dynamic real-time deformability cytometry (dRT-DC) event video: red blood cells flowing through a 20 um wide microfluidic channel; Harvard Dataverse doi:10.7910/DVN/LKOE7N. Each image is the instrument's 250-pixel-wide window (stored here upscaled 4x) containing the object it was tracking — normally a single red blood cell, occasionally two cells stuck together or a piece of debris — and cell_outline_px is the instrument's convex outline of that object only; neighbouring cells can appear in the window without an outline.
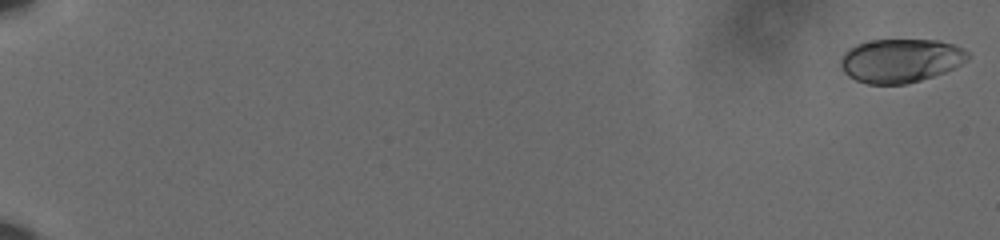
{"species": "human", "species_latin": "Homo sapiens", "temperature_condition": "cold", "stored_images_in_passage": 61, "camera_frame_rate_fps": 3000, "um_per_image_px": 0.085, "donor": {"sex": "male"}, "frame": {"image": 1, "passage_image": 1, "time_ms": 0.0, "image_size_px": [1000, 240], "cell_outline_px": [[968, 60], [956, 68], [920, 80], [904, 84], [868, 84], [856, 80], [848, 76], [844, 72], [840, 64], [840, 60], [844, 52], [848, 48], [856, 44], [872, 40], [936, 40], [952, 44], [964, 48], [968, 52]], "centroid_in_image_um": [76.54, 5.15], "position_along_channel_um": 8.5, "area_um2": 32.48}}
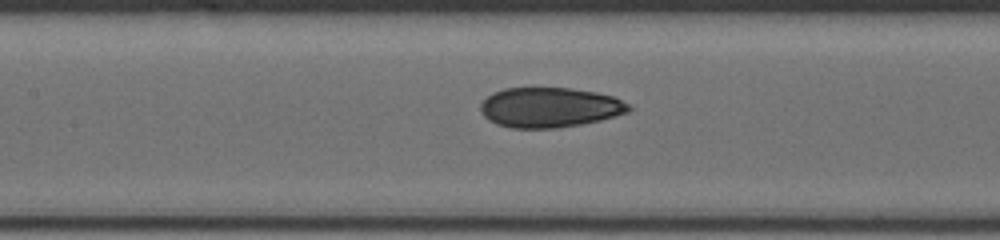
{"frame": {"image": 2, "passage_image": 32, "time_ms": 10.333, "image_size_px": [1000, 240], "cell_outline_px": [[632, 108], [628, 112], [616, 116], [600, 120], [580, 124], [556, 128], [512, 128], [496, 124], [488, 120], [480, 112], [480, 104], [492, 92], [504, 88], [572, 88], [596, 92], [612, 96], [628, 104]], "centroid_in_image_um": [46.69, 9.13], "position_along_channel_um": 160.7, "area_um2": 34.56}}
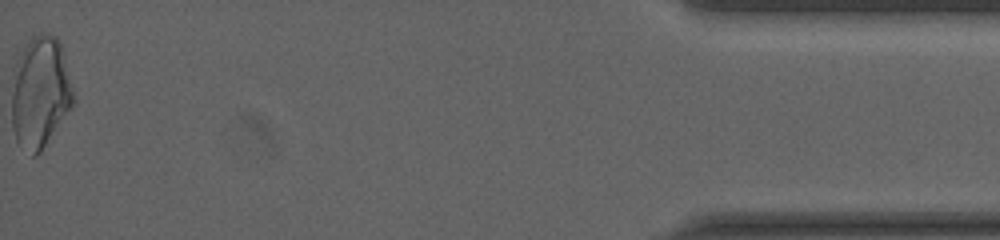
{"frame": {"image": 3, "passage_image": 61, "time_ms": 20.0, "image_size_px": [1000, 240], "cell_outline_px": [[76, 104], [40, 152], [36, 156], [32, 156], [16, 140], [12, 128], [12, 72], [16, 60], [20, 52], [32, 36], [40, 32], [56, 36], [60, 40], [76, 100]], "centroid_in_image_um": [3.43, 7.84], "position_along_channel_um": 431.8, "area_um2": 40.81}, "authors_computed_cell_mechanics": {"area_um2": 34.391, "velocity_mm_per_s": 3.6094, "shape_relaxation_time_tau1_ms": 8.5091, "shape_relaxation_time_tau2_ms": 1.7182, "deformation_change_tau1": 0.1682, "deformation_change_tau2": 0.0615}}